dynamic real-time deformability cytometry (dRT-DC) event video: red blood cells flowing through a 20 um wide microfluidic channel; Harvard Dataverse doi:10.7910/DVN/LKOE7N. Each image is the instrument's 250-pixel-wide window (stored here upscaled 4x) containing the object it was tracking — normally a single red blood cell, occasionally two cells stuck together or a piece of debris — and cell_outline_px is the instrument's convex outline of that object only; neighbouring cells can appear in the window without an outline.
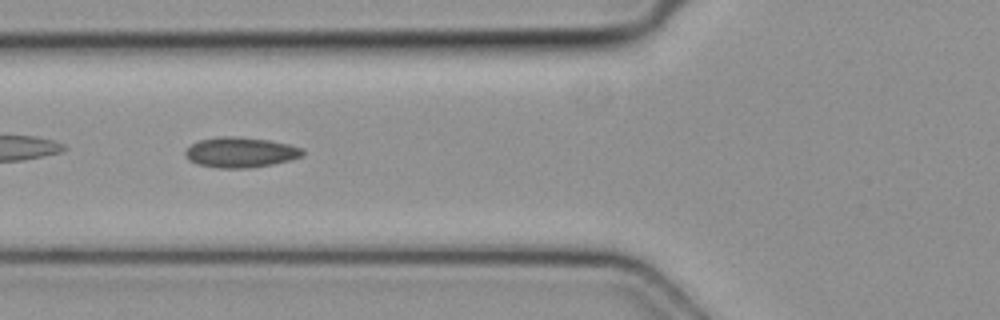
{"species": "common noctule bat (a hibernating species)", "species_latin": "Nyctalus noctula", "temperature_condition": "cold", "stored_images_in_passage": 4, "camera_frame_rate_fps": 3000, "um_per_image_px": 0.085, "animal": {"sex": "female", "body_mass_g": 19.3, "forearm_length_mm": 54.1}, "frame": {"image": 1, "passage_image": 4, "time_ms": 1.0, "image_size_px": [1000, 320], "cell_outline_px": [[304, 156], [272, 164], [248, 168], [216, 168], [196, 164], [188, 160], [184, 156], [184, 152], [192, 144], [200, 140], [220, 136], [240, 136], [268, 140], [288, 144], [304, 148]], "centroid_in_image_um": [20.43, 12.95], "position_along_channel_um": 105.4, "area_um2": 20.87}}